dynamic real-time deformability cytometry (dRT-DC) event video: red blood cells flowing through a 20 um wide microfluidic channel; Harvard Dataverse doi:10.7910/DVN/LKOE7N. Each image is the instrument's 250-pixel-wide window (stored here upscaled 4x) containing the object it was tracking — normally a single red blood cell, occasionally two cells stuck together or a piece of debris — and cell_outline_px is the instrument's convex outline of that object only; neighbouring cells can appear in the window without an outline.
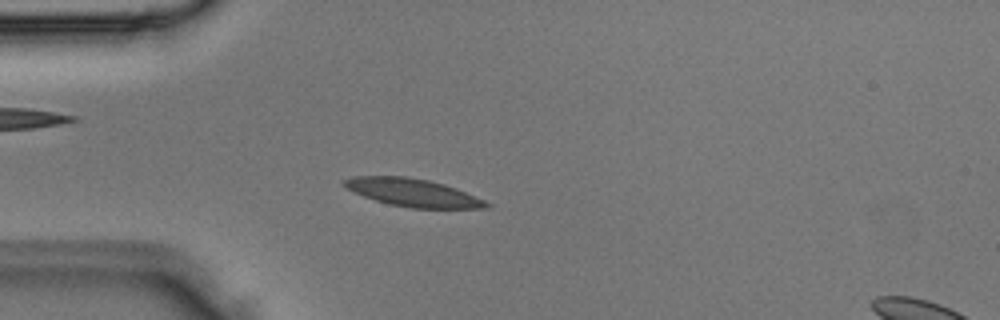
{"species": "Egyptian fruit bat (a non-hibernating species)", "species_latin": "Rousettus aegyptiacus", "temperature_condition": "room temperature", "stored_images_in_passage": 3, "segment_of_instrument_passage": [1, 2], "camera_frame_rate_fps": 3000, "um_per_image_px": 0.085, "animal": {"sex": "male"}, "frame": {"image": 1, "passage_image": 2, "time_ms": 0.333, "image_size_px": [1000, 320], "cell_outline_px": [[492, 208], [412, 208], [388, 204], [364, 196], [340, 184], [340, 180], [352, 176], [404, 176], [428, 180], [444, 184], [456, 188], [484, 200], [492, 204]], "centroid_in_image_um": [35.08, 16.37], "position_along_channel_um": 49.9, "area_um2": 23.06}}